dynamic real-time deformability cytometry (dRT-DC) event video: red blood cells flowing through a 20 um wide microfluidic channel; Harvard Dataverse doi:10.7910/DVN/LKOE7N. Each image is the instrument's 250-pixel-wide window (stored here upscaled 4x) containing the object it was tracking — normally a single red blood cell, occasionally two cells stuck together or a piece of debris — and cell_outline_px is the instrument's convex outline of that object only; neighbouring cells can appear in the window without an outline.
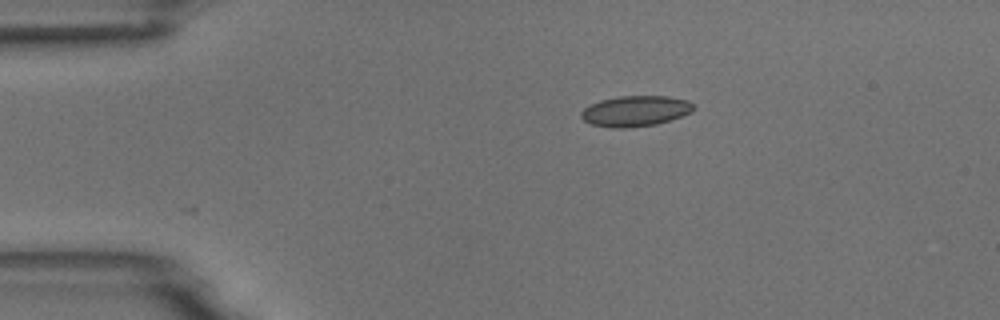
{"species": "common noctule bat (a hibernating species)", "species_latin": "Nyctalus noctula", "temperature_condition": "room temperature", "stored_images_in_passage": 2, "camera_frame_rate_fps": 3000, "um_per_image_px": 0.085, "animal": {"sex": "male", "body_mass_g": 18.8}, "frame": {"image": 1, "passage_image": 1, "time_ms": 0.0, "image_size_px": [1000, 320], "cell_outline_px": [[696, 108], [692, 112], [656, 124], [628, 128], [612, 128], [592, 124], [584, 120], [580, 116], [580, 112], [584, 108], [600, 100], [620, 96], [668, 96], [688, 100]], "centroid_in_image_um": [54.01, 9.43], "position_along_channel_um": 31.0, "area_um2": 20.0}}